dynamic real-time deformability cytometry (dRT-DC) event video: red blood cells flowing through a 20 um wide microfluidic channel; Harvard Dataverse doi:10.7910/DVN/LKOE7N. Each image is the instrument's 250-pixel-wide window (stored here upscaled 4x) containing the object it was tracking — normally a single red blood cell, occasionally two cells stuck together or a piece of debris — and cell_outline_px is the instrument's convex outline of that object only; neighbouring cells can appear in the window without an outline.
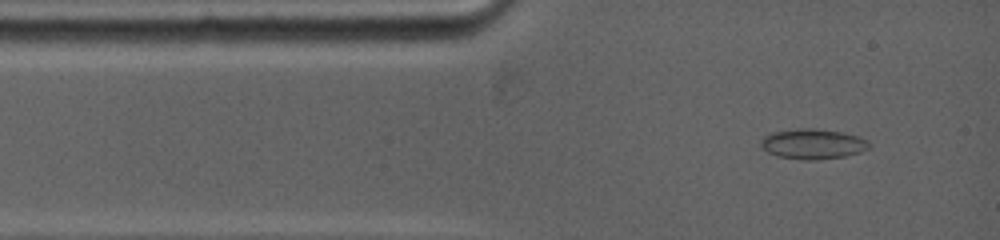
{"species": "common noctule bat (a hibernating species)", "species_latin": "Nyctalus noctula", "temperature_condition": "warm", "stored_images_in_passage": 3, "camera_frame_rate_fps": 5000, "um_per_image_px": 0.085, "animal": {"sex": "female", "body_mass_g": 19.0, "forearm_length_mm": 53.3}, "frame": {"image": 1, "passage_image": 1, "time_ms": 0.0, "image_size_px": [1000, 240], "cell_outline_px": [[868, 148], [860, 152], [844, 156], [816, 160], [804, 160], [776, 156], [768, 152], [760, 144], [760, 140], [764, 136], [772, 132], [800, 128], [812, 128], [840, 132], [856, 136], [868, 140]], "centroid_in_image_um": [69.05, 12.24], "position_along_channel_um": 16.0, "area_um2": 18.84}}
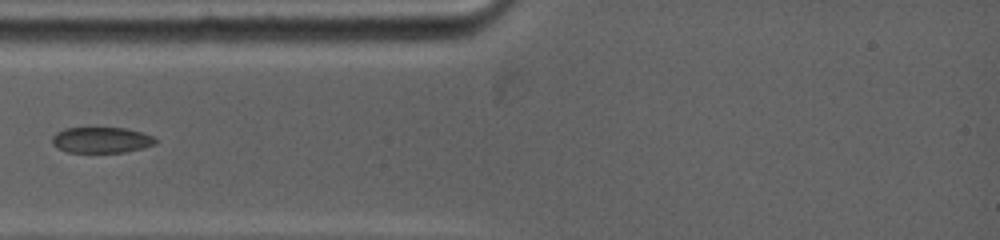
{"frame": {"image": 2, "passage_image": 3, "time_ms": 2.2, "image_size_px": [1000, 240], "cell_outline_px": [[156, 144], [124, 152], [68, 152], [56, 148], [52, 144], [52, 136], [56, 132], [64, 128], [124, 128], [140, 132], [152, 136], [156, 140]], "centroid_in_image_um": [8.56, 11.9], "position_along_channel_um": 76.4, "area_um2": 15.43}}